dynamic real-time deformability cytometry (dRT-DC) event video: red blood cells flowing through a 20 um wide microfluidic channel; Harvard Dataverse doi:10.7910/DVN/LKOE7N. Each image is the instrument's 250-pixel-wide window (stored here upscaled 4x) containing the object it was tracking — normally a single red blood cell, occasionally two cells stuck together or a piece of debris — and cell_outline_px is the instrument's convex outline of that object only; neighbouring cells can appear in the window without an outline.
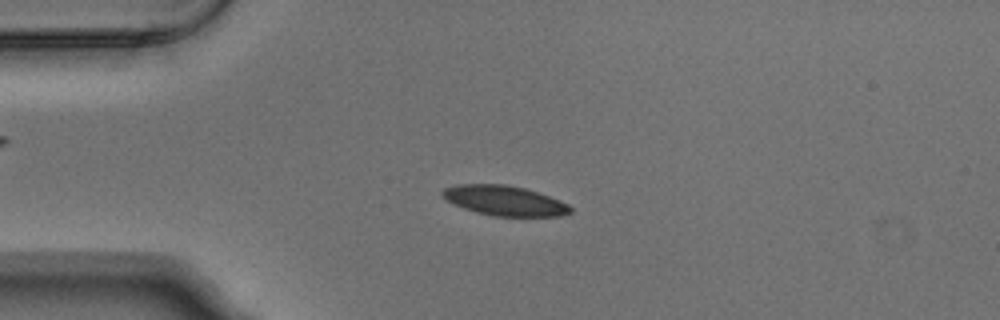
{"species": "Egyptian fruit bat (a non-hibernating species)", "species_latin": "Rousettus aegyptiacus", "temperature_condition": "warm", "stored_images_in_passage": 5, "camera_frame_rate_fps": 3000, "um_per_image_px": 0.085, "animal": {"sex": "male"}, "frame": {"image": 1, "passage_image": 4, "time_ms": 1.0, "image_size_px": [1000, 320], "cell_outline_px": [[572, 212], [560, 216], [492, 216], [476, 212], [452, 204], [444, 200], [440, 196], [440, 192], [444, 188], [456, 184], [504, 184], [524, 188], [560, 200], [568, 204], [572, 208]], "centroid_in_image_um": [42.82, 17.05], "position_along_channel_um": 42.2, "area_um2": 22.48}}